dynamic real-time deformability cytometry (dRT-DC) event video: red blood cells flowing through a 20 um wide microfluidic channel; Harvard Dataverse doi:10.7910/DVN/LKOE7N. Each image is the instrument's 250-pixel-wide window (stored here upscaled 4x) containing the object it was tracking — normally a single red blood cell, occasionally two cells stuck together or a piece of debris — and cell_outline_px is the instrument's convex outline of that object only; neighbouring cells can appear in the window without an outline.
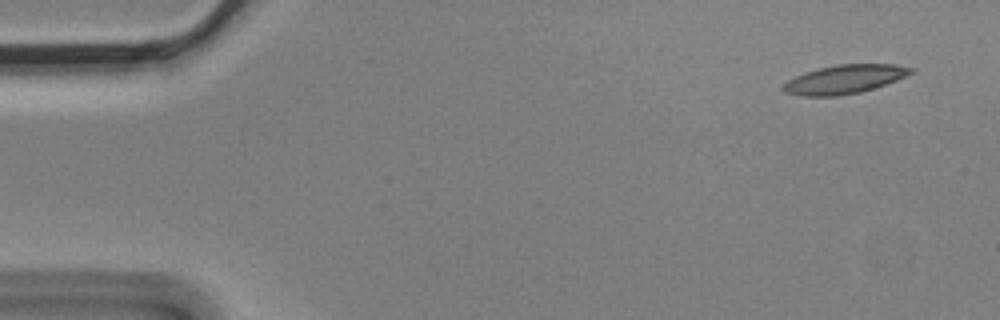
{"species": "Egyptian fruit bat (a non-hibernating species)", "species_latin": "Rousettus aegyptiacus", "temperature_condition": "cold", "stored_images_in_passage": 5, "camera_frame_rate_fps": 3000, "um_per_image_px": 0.085, "animal": {"sex": "male"}, "frame": {"image": 1, "passage_image": 1, "time_ms": 0.0, "image_size_px": [1000, 320], "cell_outline_px": [[916, 72], [896, 80], [860, 92], [836, 96], [800, 96], [784, 92], [780, 88], [788, 80], [804, 72], [820, 68], [840, 64], [896, 64], [916, 68]], "centroid_in_image_um": [71.8, 6.73], "position_along_channel_um": 13.2, "area_um2": 21.39}}
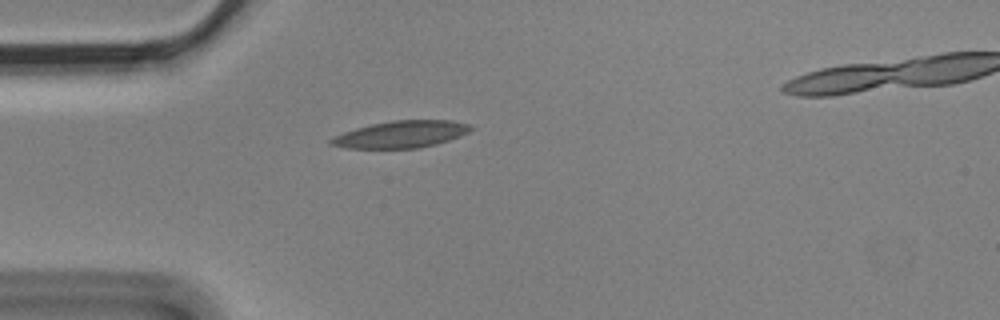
{"frame": {"image": 2, "passage_image": 4, "time_ms": 1.0, "image_size_px": [1000, 320], "cell_outline_px": [[472, 128], [468, 132], [460, 136], [436, 144], [420, 148], [348, 148], [328, 144], [328, 140], [344, 132], [356, 128], [372, 124], [392, 120], [452, 120], [472, 124]], "centroid_in_image_um": [34.12, 11.41], "position_along_channel_um": 50.9, "area_um2": 21.91}}